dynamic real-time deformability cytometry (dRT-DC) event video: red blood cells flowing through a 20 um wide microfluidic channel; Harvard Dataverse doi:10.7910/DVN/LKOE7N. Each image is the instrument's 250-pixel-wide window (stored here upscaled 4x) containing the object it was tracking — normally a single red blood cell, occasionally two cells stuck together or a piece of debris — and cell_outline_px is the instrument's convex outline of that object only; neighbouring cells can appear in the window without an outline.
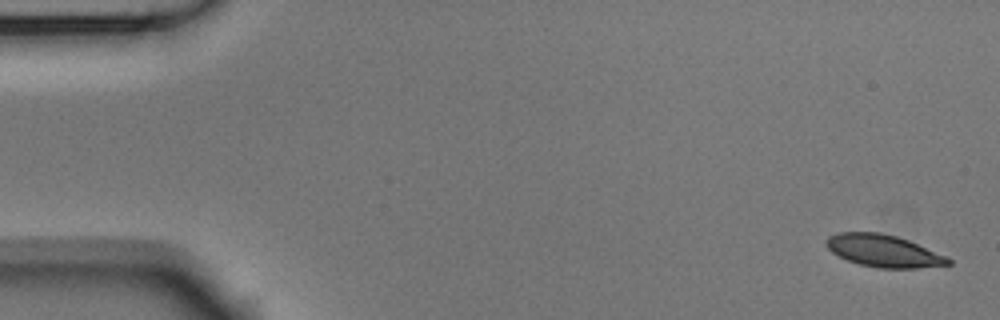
{"species": "Egyptian fruit bat (a non-hibernating species)", "species_latin": "Rousettus aegyptiacus", "temperature_condition": "room temperature", "stored_images_in_passage": 5, "camera_frame_rate_fps": 3000, "um_per_image_px": 0.085, "animal": {"sex": "male"}, "frame": {"image": 1, "passage_image": 1, "time_ms": 0.0, "image_size_px": [1000, 320], "cell_outline_px": [[952, 264], [916, 268], [876, 268], [860, 264], [848, 260], [832, 252], [824, 244], [824, 240], [828, 236], [840, 232], [880, 232], [896, 236], [908, 240], [948, 256], [952, 260]], "centroid_in_image_um": [75.11, 21.32], "position_along_channel_um": 9.9, "area_um2": 23.0}}